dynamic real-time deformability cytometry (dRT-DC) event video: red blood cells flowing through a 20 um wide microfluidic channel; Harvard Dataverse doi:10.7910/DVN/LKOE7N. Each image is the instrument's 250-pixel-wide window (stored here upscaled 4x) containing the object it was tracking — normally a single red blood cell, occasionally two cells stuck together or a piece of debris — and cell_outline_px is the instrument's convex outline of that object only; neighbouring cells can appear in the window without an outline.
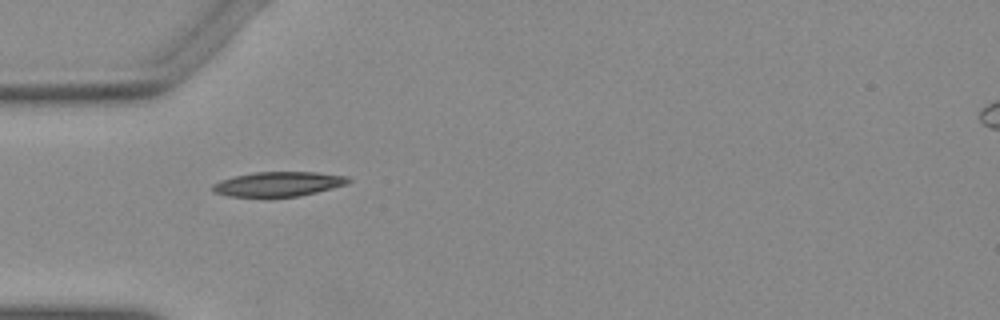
{"species": "Egyptian fruit bat (a non-hibernating species)", "species_latin": "Rousettus aegyptiacus", "temperature_condition": "warm", "stored_images_in_passage": 4, "camera_frame_rate_fps": 3000, "um_per_image_px": 0.085, "animal": {"sex": "female"}, "frame": {"image": 1, "passage_image": 1, "time_ms": 0.0, "image_size_px": [1000, 320], "cell_outline_px": [[352, 180], [344, 184], [332, 188], [300, 196], [228, 196], [216, 192], [212, 188], [212, 184], [220, 180], [232, 176], [252, 172], [316, 172], [348, 176]], "centroid_in_image_um": [23.65, 15.62], "position_along_channel_um": 61.4, "area_um2": 19.31}}
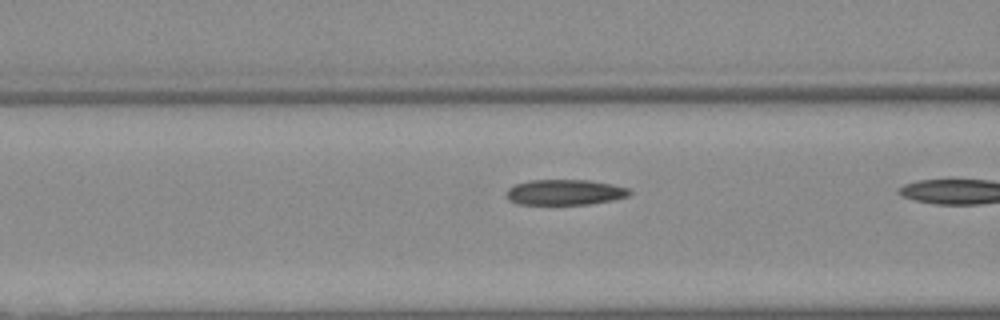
{"frame": {"image": 2, "passage_image": 3, "time_ms": 0.667, "image_size_px": [1000, 320], "cell_outline_px": [[632, 192], [628, 196], [612, 200], [588, 204], [516, 204], [508, 200], [504, 196], [504, 192], [508, 188], [516, 184], [528, 180], [588, 180], [612, 184], [628, 188]], "centroid_in_image_um": [47.95, 16.34], "position_along_channel_um": 118.6, "area_um2": 18.44}}